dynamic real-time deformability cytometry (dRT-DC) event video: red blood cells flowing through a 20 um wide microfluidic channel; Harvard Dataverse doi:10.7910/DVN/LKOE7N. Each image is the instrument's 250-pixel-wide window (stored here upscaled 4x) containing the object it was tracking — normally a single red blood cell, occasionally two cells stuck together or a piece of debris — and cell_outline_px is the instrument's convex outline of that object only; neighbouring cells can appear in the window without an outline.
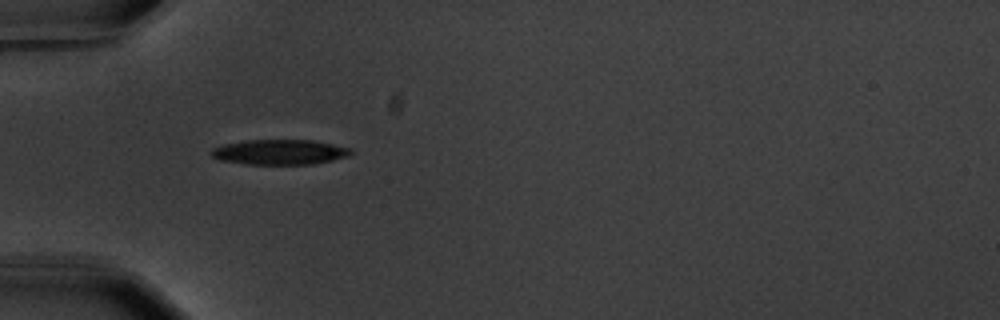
{"species": "common noctule bat (a hibernating species)", "species_latin": "Nyctalus noctula", "temperature_condition": "warm", "stored_images_in_passage": 3, "camera_frame_rate_fps": 3000, "um_per_image_px": 0.085, "animal": {"sex": "male", "body_mass_g": 20.1, "forearm_length_mm": 53.5}, "frame": {"image": 1, "passage_image": 1, "time_ms": 0.0, "image_size_px": [1000, 320], "cell_outline_px": [[352, 152], [348, 156], [332, 160], [312, 164], [244, 164], [220, 160], [212, 156], [212, 148], [224, 144], [244, 140], [312, 140], [352, 148]], "centroid_in_image_um": [23.77, 12.92], "position_along_channel_um": 61.2, "area_um2": 20.35}}